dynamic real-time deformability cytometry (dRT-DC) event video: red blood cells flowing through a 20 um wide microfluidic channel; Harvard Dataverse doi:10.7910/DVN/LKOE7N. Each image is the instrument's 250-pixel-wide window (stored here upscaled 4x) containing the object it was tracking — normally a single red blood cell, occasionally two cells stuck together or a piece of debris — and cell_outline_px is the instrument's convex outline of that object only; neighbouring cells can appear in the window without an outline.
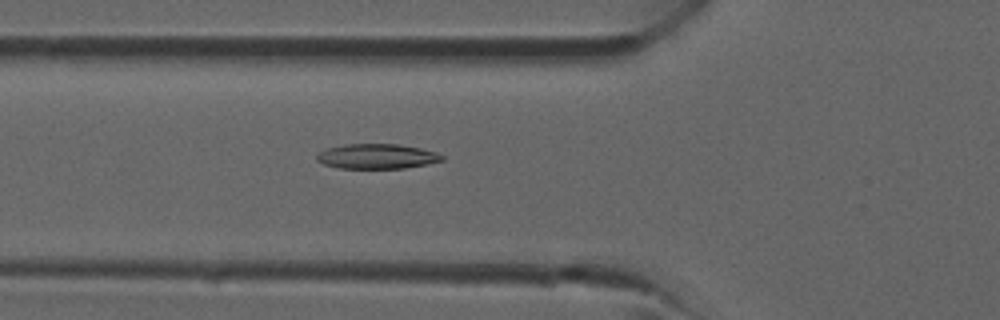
{"species": "common noctule bat (a hibernating species)", "species_latin": "Nyctalus noctula", "temperature_condition": "room temperature", "stored_images_in_passage": 32, "camera_frame_rate_fps": 3000, "um_per_image_px": 0.085, "animal": {"sex": "male", "forearm_length_mm": 52.5}, "frame": {"image": 1, "passage_image": 7, "time_ms": 2.0, "image_size_px": [1000, 320], "cell_outline_px": [[444, 160], [428, 164], [404, 168], [340, 168], [324, 164], [316, 160], [316, 156], [320, 152], [328, 148], [344, 144], [396, 144], [420, 148], [436, 152], [444, 156]], "centroid_in_image_um": [32.05, 13.29], "position_along_channel_um": 93.7, "area_um2": 18.09}}
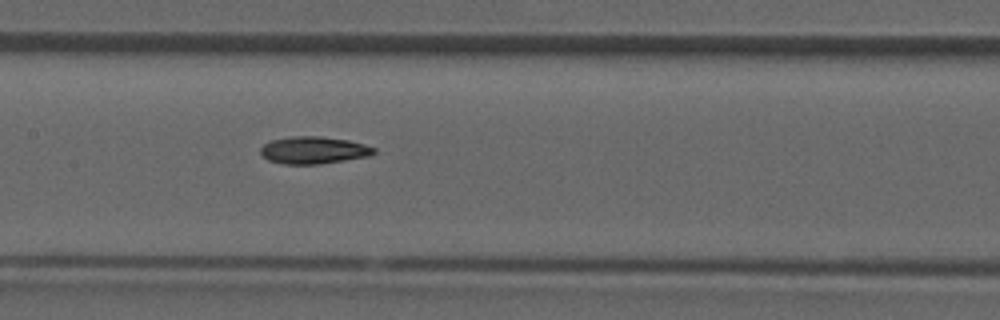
{"frame": {"image": 2, "passage_image": 12, "time_ms": 3.667, "image_size_px": [1000, 320], "cell_outline_px": [[376, 152], [368, 156], [320, 164], [284, 164], [268, 160], [260, 152], [260, 148], [264, 144], [272, 140], [292, 136], [320, 136], [348, 140], [364, 144], [376, 148]], "centroid_in_image_um": [26.66, 12.76], "position_along_channel_um": 180.7, "area_um2": 17.92}}
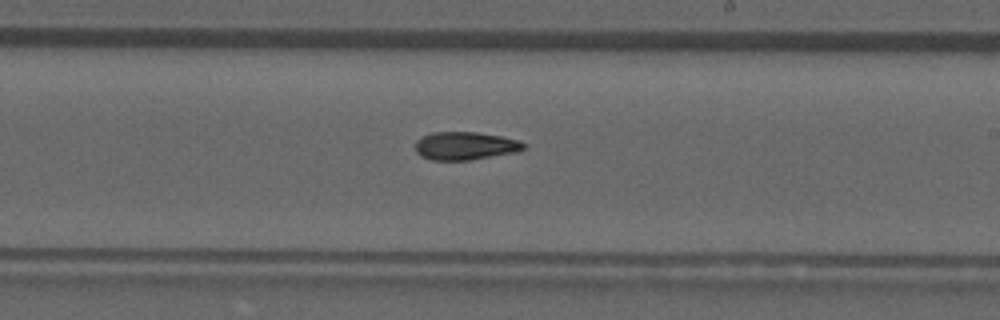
{"frame": {"image": 3, "passage_image": 16, "time_ms": 5.0, "image_size_px": [1000, 320], "cell_outline_px": [[524, 148], [516, 152], [468, 160], [432, 160], [420, 156], [416, 152], [416, 140], [420, 136], [432, 132], [476, 132], [500, 136], [516, 140], [524, 144]], "centroid_in_image_um": [39.46, 12.39], "position_along_channel_um": 249.5, "area_um2": 17.57}}